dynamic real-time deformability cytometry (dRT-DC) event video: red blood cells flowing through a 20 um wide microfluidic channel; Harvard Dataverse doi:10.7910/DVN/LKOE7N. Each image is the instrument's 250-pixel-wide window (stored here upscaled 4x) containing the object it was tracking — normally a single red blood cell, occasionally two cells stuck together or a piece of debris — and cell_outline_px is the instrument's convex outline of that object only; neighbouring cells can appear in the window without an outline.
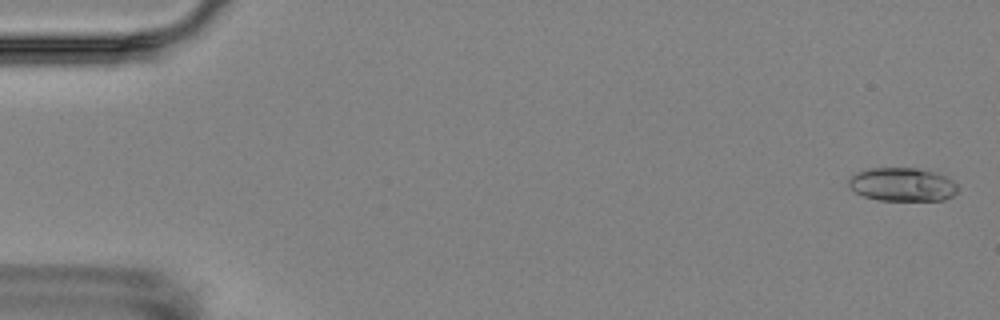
{"species": "Egyptian fruit bat (a non-hibernating species)", "species_latin": "Rousettus aegyptiacus", "temperature_condition": "room temperature", "stored_images_in_passage": 4, "camera_frame_rate_fps": 3000, "um_per_image_px": 0.085, "animal": {"sex": "female"}, "frame": {"image": 1, "passage_image": 1, "time_ms": 0.0, "image_size_px": [1000, 320], "cell_outline_px": [[956, 192], [952, 196], [944, 200], [880, 200], [864, 196], [856, 192], [848, 184], [848, 180], [856, 172], [868, 168], [916, 168], [936, 172], [948, 176], [956, 184]], "centroid_in_image_um": [76.71, 15.67], "position_along_channel_um": 8.3, "area_um2": 21.27}}
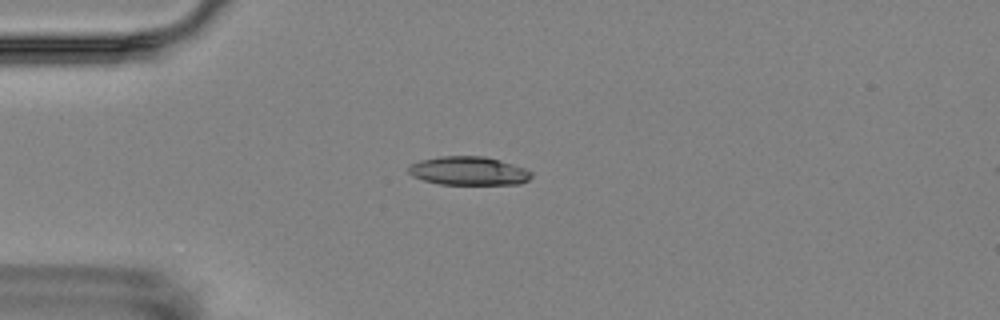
{"frame": {"image": 2, "passage_image": 4, "time_ms": 4.333, "image_size_px": [1000, 320], "cell_outline_px": [[532, 176], [528, 180], [520, 184], [440, 184], [424, 180], [412, 176], [408, 172], [408, 168], [412, 164], [420, 160], [440, 156], [484, 156], [512, 164], [524, 168], [532, 172]], "centroid_in_image_um": [39.83, 14.53], "position_along_channel_um": 45.2, "area_um2": 20.35}}